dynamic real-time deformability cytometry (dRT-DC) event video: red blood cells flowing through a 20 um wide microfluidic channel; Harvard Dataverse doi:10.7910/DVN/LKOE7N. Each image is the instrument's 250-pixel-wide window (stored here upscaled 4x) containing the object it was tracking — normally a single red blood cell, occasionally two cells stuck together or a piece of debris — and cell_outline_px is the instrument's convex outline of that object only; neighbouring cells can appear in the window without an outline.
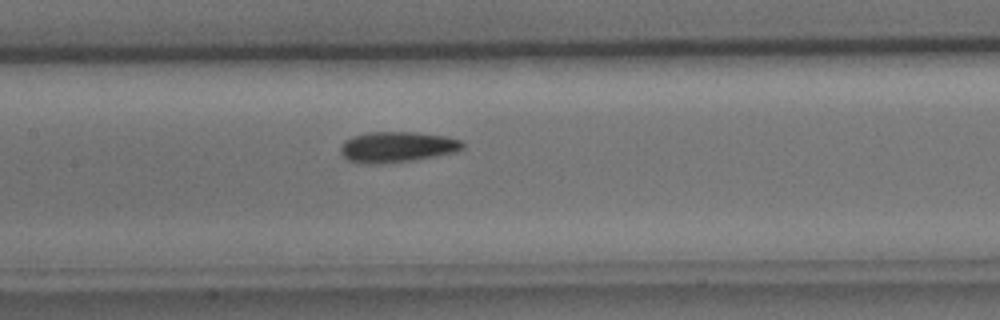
{"species": "common noctule bat (a hibernating species)", "species_latin": "Nyctalus noctula", "temperature_condition": "cold", "stored_images_in_passage": 6, "camera_frame_rate_fps": 3000, "um_per_image_px": 0.085, "animal": {"sex": "male", "body_mass_g": 15.6}, "frame": {"image": 1, "passage_image": 6, "time_ms": 7.0, "image_size_px": [1000, 320], "cell_outline_px": [[464, 148], [456, 152], [412, 160], [384, 164], [364, 164], [348, 160], [340, 152], [340, 144], [344, 140], [352, 136], [368, 132], [416, 132], [444, 136], [460, 140], [464, 144]], "centroid_in_image_um": [33.71, 12.49], "position_along_channel_um": 173.7, "area_um2": 21.96}}